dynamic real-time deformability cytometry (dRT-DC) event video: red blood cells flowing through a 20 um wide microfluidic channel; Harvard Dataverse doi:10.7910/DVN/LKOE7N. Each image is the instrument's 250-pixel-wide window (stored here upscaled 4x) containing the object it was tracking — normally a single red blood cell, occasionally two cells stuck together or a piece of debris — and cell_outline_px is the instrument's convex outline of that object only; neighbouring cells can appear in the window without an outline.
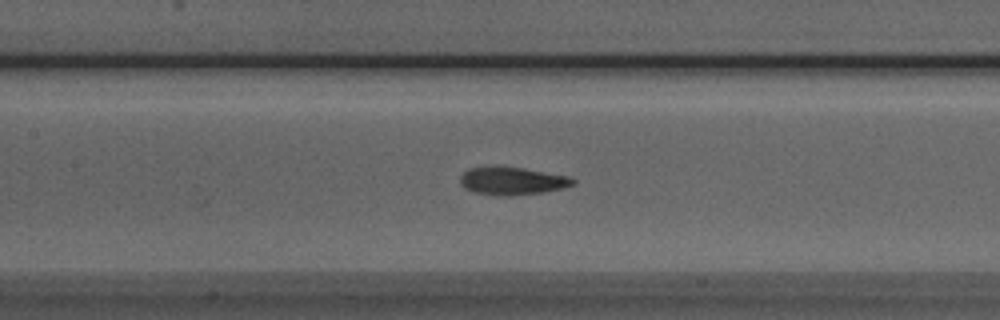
{"species": "Egyptian fruit bat (a non-hibernating species)", "species_latin": "Rousettus aegyptiacus", "temperature_condition": "room temperature", "stored_images_in_passage": 45, "camera_frame_rate_fps": 3000, "um_per_image_px": 0.085, "animal": {"sex": "male"}, "frame": {"image": 1, "passage_image": 23, "time_ms": 7.333, "image_size_px": [1000, 320], "cell_outline_px": [[576, 184], [564, 188], [544, 192], [508, 196], [496, 196], [476, 192], [464, 188], [460, 184], [460, 176], [468, 168], [484, 164], [500, 164], [524, 168], [568, 176], [576, 180]], "centroid_in_image_um": [43.49, 15.34], "position_along_channel_um": 163.9, "area_um2": 19.07}}
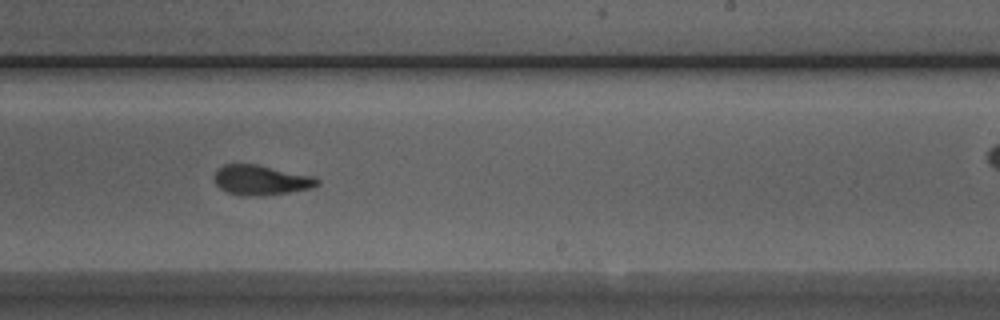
{"frame": {"image": 2, "passage_image": 31, "time_ms": 10.0, "image_size_px": [1000, 320], "cell_outline_px": [[320, 184], [312, 188], [288, 192], [260, 196], [240, 196], [228, 192], [220, 188], [216, 184], [212, 176], [216, 168], [224, 164], [256, 164], [312, 176], [320, 180]], "centroid_in_image_um": [22.13, 15.31], "position_along_channel_um": 266.9, "area_um2": 18.09}}
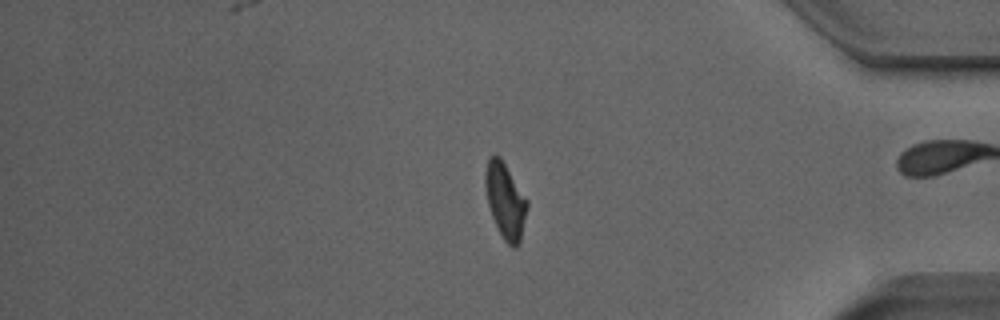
{"frame": {"image": 3, "passage_image": 43, "time_ms": 14.0, "image_size_px": [1000, 320], "cell_outline_px": [[528, 204], [520, 240], [516, 248], [512, 248], [504, 240], [492, 216], [488, 204], [484, 184], [484, 172], [488, 156], [500, 156], [528, 200]], "centroid_in_image_um": [42.93, 17.02], "position_along_channel_um": 392.3, "area_um2": 18.32}, "authors_computed_cell_mechanics": {"area_um2": 18.3226, "velocity_mm_per_s": 3.8863, "shape_relaxation_time_tau1_ms": 4.1443, "shape_relaxation_time_tau2_ms": 2.474, "deformation_change_tau1": 0.1501, "deformation_change_tau2": 0.0997}}